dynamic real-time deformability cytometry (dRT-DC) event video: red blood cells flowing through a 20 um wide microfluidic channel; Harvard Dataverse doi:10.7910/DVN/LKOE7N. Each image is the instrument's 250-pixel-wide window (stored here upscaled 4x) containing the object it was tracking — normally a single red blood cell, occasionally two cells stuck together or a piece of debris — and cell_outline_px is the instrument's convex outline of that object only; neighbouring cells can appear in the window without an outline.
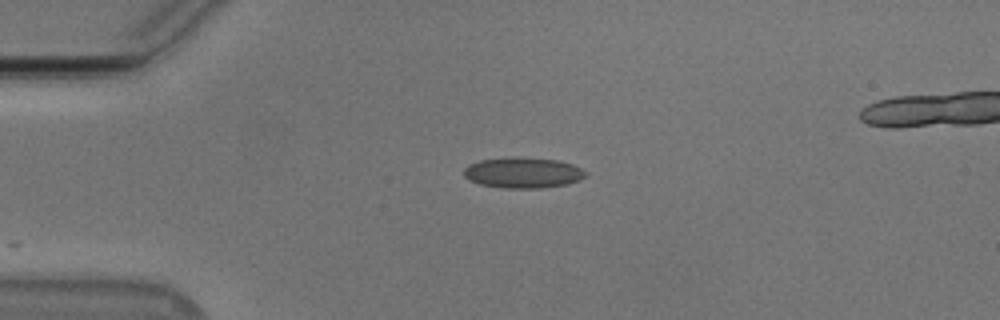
{"species": "Egyptian fruit bat (a non-hibernating species)", "species_latin": "Rousettus aegyptiacus", "temperature_condition": "cold", "stored_images_in_passage": 15, "camera_frame_rate_fps": 3000, "um_per_image_px": 0.085, "animal": {"sex": "male"}, "frame": {"image": 1, "passage_image": 1, "time_ms": 0.0, "image_size_px": [1000, 320], "cell_outline_px": [[588, 176], [580, 180], [568, 184], [540, 188], [504, 188], [480, 184], [468, 180], [464, 176], [464, 168], [468, 164], [480, 160], [516, 156], [520, 156], [556, 160], [572, 164], [588, 172]], "centroid_in_image_um": [44.46, 14.67], "position_along_channel_um": 40.5, "area_um2": 22.08}}
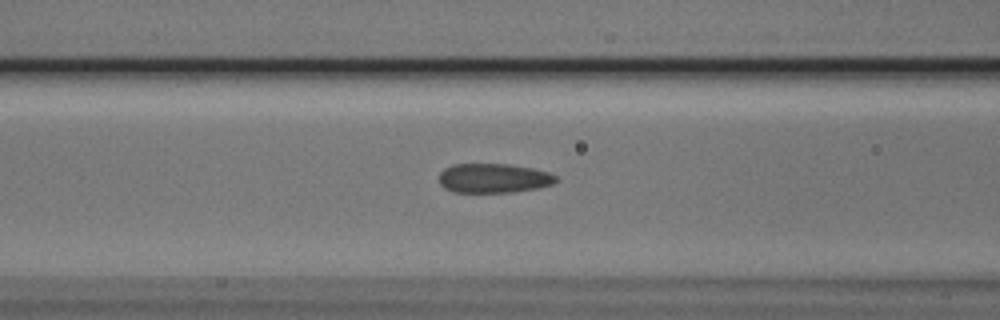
{"frame": {"image": 2, "passage_image": 10, "time_ms": 3.0, "image_size_px": [1000, 320], "cell_outline_px": [[560, 180], [552, 184], [540, 188], [512, 192], [452, 192], [444, 188], [440, 184], [440, 172], [444, 168], [452, 164], [512, 164], [532, 168], [548, 172], [556, 176]], "centroid_in_image_um": [41.97, 15.14], "position_along_channel_um": 124.6, "area_um2": 20.23}}